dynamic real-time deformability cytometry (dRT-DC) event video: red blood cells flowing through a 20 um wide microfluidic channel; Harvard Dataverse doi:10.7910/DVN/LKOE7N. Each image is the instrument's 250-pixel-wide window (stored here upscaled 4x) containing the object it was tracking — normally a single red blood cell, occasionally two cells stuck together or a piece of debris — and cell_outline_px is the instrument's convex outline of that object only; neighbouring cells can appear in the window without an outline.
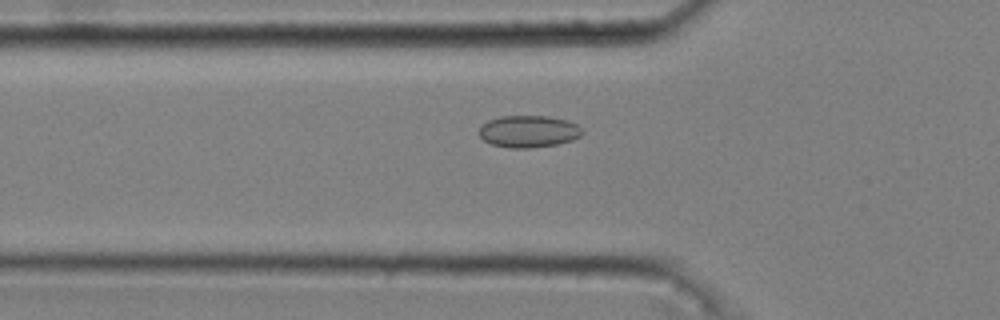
{"species": "common noctule bat (a hibernating species)", "species_latin": "Nyctalus noctula", "temperature_condition": "cold", "stored_images_in_passage": 32, "camera_frame_rate_fps": 3000, "um_per_image_px": 0.085, "animal": {"sex": "male", "body_mass_g": 20.4}, "frame": {"image": 1, "passage_image": 2, "time_ms": 0.333, "image_size_px": [1000, 320], "cell_outline_px": [[584, 132], [580, 136], [572, 140], [556, 144], [532, 148], [508, 148], [492, 144], [484, 140], [480, 136], [480, 128], [488, 120], [500, 116], [548, 116], [568, 120], [576, 124]], "centroid_in_image_um": [44.94, 11.17], "position_along_channel_um": 80.9, "area_um2": 19.19}}
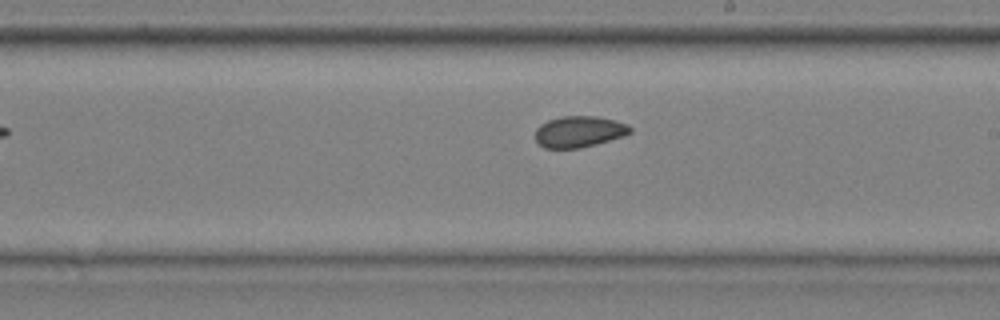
{"frame": {"image": 2, "passage_image": 15, "time_ms": 4.667, "image_size_px": [1000, 320], "cell_outline_px": [[632, 132], [624, 136], [596, 144], [580, 148], [544, 148], [536, 140], [536, 128], [540, 124], [548, 120], [560, 116], [596, 116], [628, 124], [632, 128]], "centroid_in_image_um": [49.23, 11.19], "position_along_channel_um": 239.8, "area_um2": 17.28}}
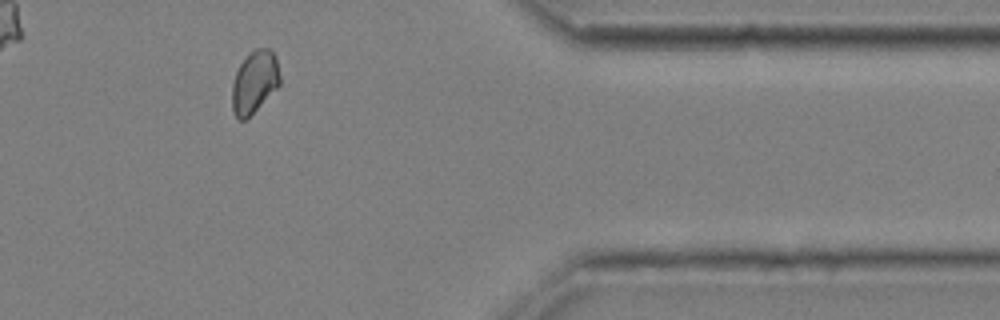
{"frame": {"image": 3, "passage_image": 29, "time_ms": 9.333, "image_size_px": [1000, 320], "cell_outline_px": [[280, 84], [244, 120], [240, 120], [236, 116], [232, 108], [232, 84], [236, 72], [240, 64], [256, 48], [268, 48], [276, 56], [280, 76]], "centroid_in_image_um": [21.63, 6.94], "position_along_channel_um": 389.8, "area_um2": 16.88}, "authors_computed_cell_mechanics": {"area_um2": 17.4556, "velocity_mm_per_s": 3.6688, "shape_relaxation_time_tau1_ms": null, "shape_relaxation_time_tau2_ms": 1.718, "deformation_change_tau1": null, "deformation_change_tau2": 0.0374}}